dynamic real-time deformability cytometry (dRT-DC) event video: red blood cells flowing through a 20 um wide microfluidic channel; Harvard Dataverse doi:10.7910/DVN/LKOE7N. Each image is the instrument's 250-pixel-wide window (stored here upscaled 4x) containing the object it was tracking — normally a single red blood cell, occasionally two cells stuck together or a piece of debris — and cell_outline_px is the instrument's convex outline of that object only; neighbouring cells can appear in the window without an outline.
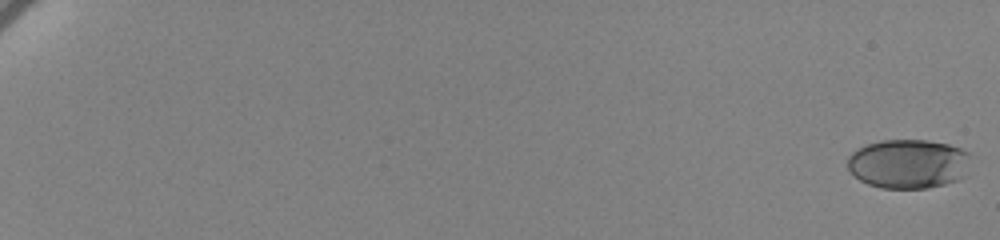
{"species": "human", "species_latin": "Homo sapiens", "temperature_condition": "cold", "stored_images_in_passage": 63, "camera_frame_rate_fps": 3000, "um_per_image_px": 0.085, "donor": {"sex": "female"}, "frame": {"image": 1, "passage_image": 1, "time_ms": 0.0, "image_size_px": [1000, 240], "cell_outline_px": [[976, 156], [964, 176], [956, 180], [944, 184], [928, 188], [880, 188], [868, 184], [860, 180], [848, 168], [848, 156], [856, 148], [880, 140], [928, 140], [948, 144], [972, 152]], "centroid_in_image_um": [77.29, 13.91], "position_along_channel_um": 7.7, "area_um2": 35.95}}
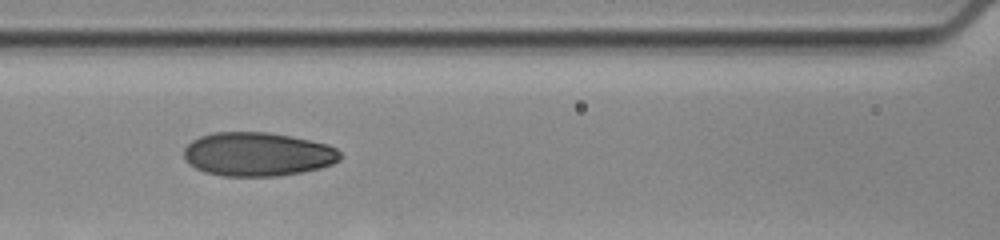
{"frame": {"image": 2, "passage_image": 33, "time_ms": 10.667, "image_size_px": [1000, 240], "cell_outline_px": [[344, 156], [340, 160], [332, 164], [320, 168], [300, 172], [276, 176], [220, 176], [204, 172], [188, 164], [184, 160], [184, 148], [192, 140], [200, 136], [212, 132], [268, 132], [292, 136], [312, 140], [328, 144], [336, 148]], "centroid_in_image_um": [21.9, 13.1], "position_along_channel_um": 144.7, "area_um2": 40.34}}
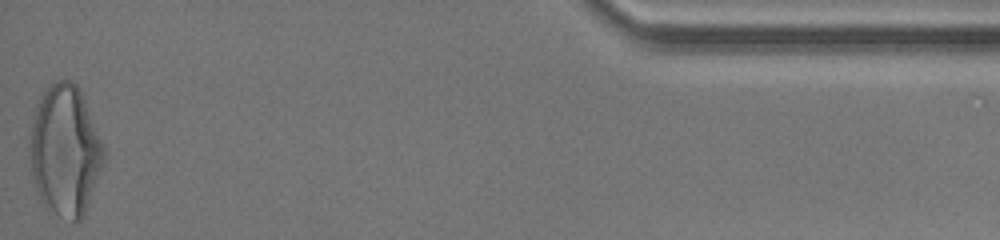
{"frame": {"image": 3, "passage_image": 63, "time_ms": 20.667, "image_size_px": [1000, 240], "cell_outline_px": [[104, 156], [84, 216], [80, 220], [72, 220], [48, 212], [44, 208], [40, 200], [32, 180], [28, 144], [32, 124], [36, 108], [40, 96], [48, 84], [56, 80], [72, 80], [76, 84], [84, 100], [104, 148]], "centroid_in_image_um": [5.47, 12.82], "position_along_channel_um": 429.7, "area_um2": 56.01}, "authors_computed_cell_mechanics": {"area_um2": 38.8994, "velocity_mm_per_s": 3.458, "shape_relaxation_time_tau1_ms": 5.2726, "shape_relaxation_time_tau2_ms": 0.912, "deformation_change_tau1": 0.1689, "deformation_change_tau2": 0.0558}}